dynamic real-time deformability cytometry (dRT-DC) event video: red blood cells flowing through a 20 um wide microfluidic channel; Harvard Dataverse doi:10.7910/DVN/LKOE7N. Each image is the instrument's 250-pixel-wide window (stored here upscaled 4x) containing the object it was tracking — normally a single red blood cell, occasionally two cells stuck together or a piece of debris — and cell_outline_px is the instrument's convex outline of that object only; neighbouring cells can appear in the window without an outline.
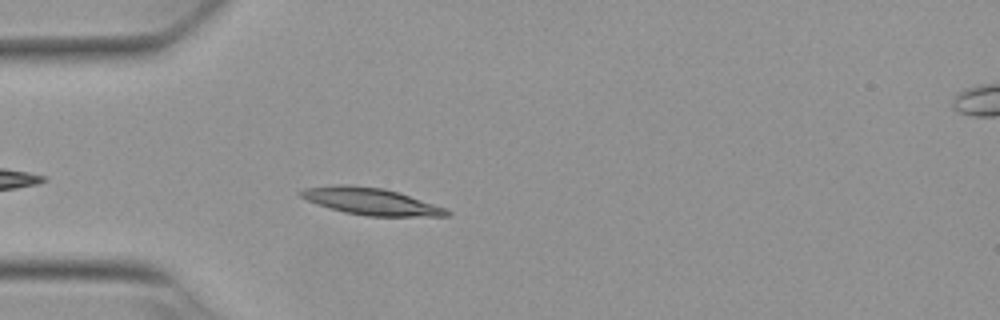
{"species": "Egyptian fruit bat (a non-hibernating species)", "species_latin": "Rousettus aegyptiacus", "temperature_condition": "warm", "stored_images_in_passage": 9, "camera_frame_rate_fps": 3000, "um_per_image_px": 0.085, "animal": {"sex": "female"}, "frame": {"image": 1, "passage_image": 4, "time_ms": 1.0, "image_size_px": [1000, 320], "cell_outline_px": [[452, 216], [368, 216], [344, 212], [316, 204], [300, 196], [296, 192], [304, 188], [332, 184], [348, 184], [384, 188], [444, 208], [452, 212]], "centroid_in_image_um": [31.45, 17.11], "position_along_channel_um": 53.6, "area_um2": 22.77}}
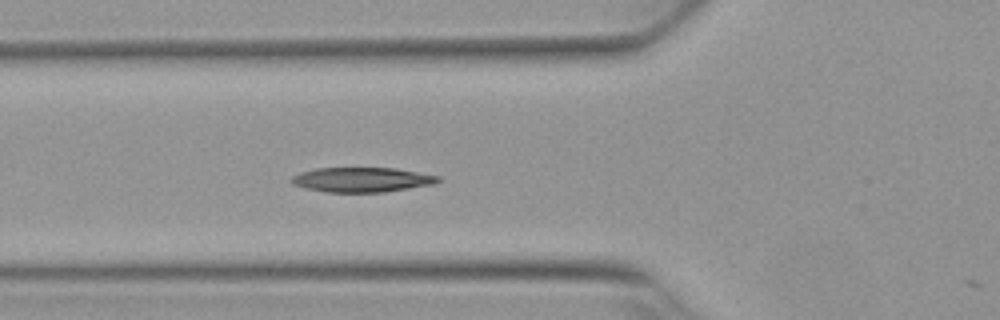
{"frame": {"image": 2, "passage_image": 8, "time_ms": 2.333, "image_size_px": [1000, 320], "cell_outline_px": [[440, 180], [436, 184], [384, 192], [324, 192], [304, 188], [292, 184], [288, 180], [292, 176], [300, 172], [316, 168], [392, 168], [440, 176]], "centroid_in_image_um": [30.71, 15.28], "position_along_channel_um": 95.1, "area_um2": 21.21}}